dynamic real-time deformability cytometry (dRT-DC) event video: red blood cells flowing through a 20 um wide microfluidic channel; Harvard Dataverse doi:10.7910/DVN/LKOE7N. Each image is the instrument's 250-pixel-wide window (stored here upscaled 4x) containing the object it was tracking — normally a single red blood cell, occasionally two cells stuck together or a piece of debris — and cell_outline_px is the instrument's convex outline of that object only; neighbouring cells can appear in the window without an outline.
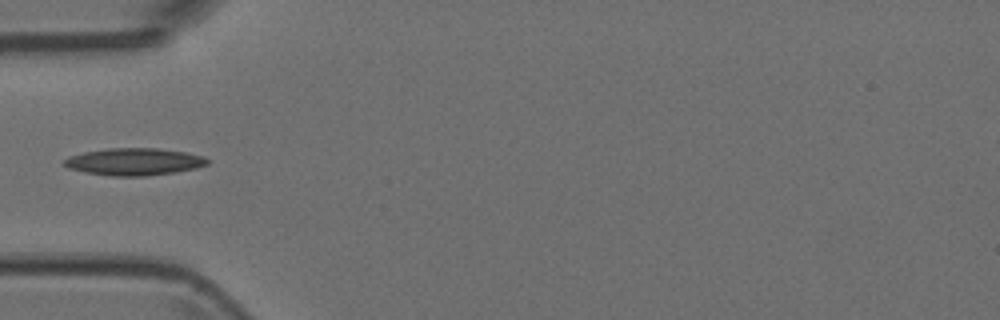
{"species": "Egyptian fruit bat (a non-hibernating species)", "species_latin": "Rousettus aegyptiacus", "temperature_condition": "room temperature", "stored_images_in_passage": 5, "camera_frame_rate_fps": 3000, "um_per_image_px": 0.085, "animal": {"sex": "female"}, "frame": {"image": 1, "passage_image": 5, "time_ms": 1.333, "image_size_px": [1000, 320], "cell_outline_px": [[208, 164], [196, 168], [176, 172], [144, 176], [112, 176], [88, 172], [68, 168], [64, 164], [64, 160], [68, 156], [84, 152], [108, 148], [156, 148], [184, 152], [204, 156], [208, 160]], "centroid_in_image_um": [11.41, 13.74], "position_along_channel_um": 73.6, "area_um2": 22.54}}